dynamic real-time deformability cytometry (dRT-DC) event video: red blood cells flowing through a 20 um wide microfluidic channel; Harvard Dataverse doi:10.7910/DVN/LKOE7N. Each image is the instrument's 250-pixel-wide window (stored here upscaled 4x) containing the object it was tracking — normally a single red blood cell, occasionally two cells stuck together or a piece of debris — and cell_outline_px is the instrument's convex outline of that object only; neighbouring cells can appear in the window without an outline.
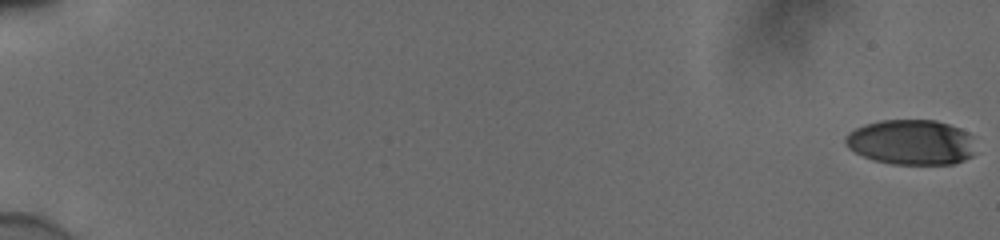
{"species": "human", "species_latin": "Homo sapiens", "temperature_condition": "cold", "stored_images_in_passage": 57, "camera_frame_rate_fps": 3000, "um_per_image_px": 0.085, "donor": {"sex": "male"}, "frame": {"image": 1, "passage_image": 1, "time_ms": 0.0, "image_size_px": [1000, 240], "cell_outline_px": [[976, 152], [972, 156], [964, 160], [952, 164], [892, 164], [872, 160], [848, 148], [844, 140], [844, 136], [856, 128], [864, 124], [880, 120], [936, 120], [960, 128], [968, 132], [972, 136]], "centroid_in_image_um": [77.47, 12.09], "position_along_channel_um": 7.5, "area_um2": 34.56}}
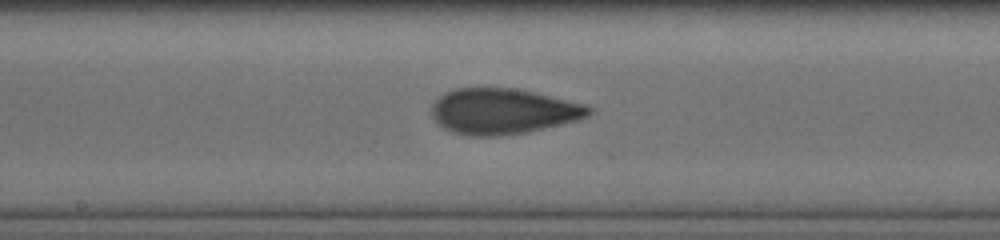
{"frame": {"image": 2, "passage_image": 33, "time_ms": 10.667, "image_size_px": [1000, 240], "cell_outline_px": [[592, 112], [588, 116], [576, 120], [524, 132], [500, 136], [468, 136], [444, 128], [432, 116], [432, 104], [444, 92], [456, 88], [512, 88], [532, 92], [584, 104], [592, 108]], "centroid_in_image_um": [42.72, 9.45], "position_along_channel_um": 205.5, "area_um2": 41.15}}
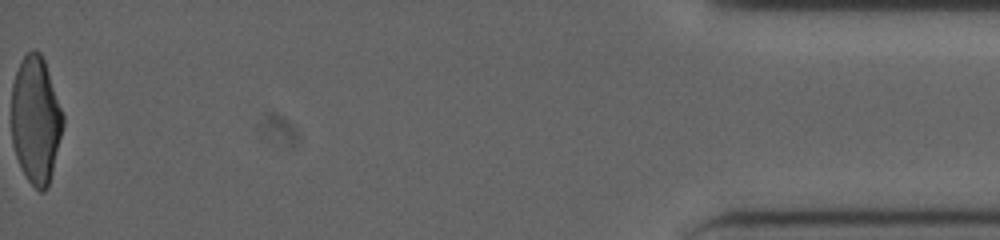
{"frame": {"image": 3, "passage_image": 57, "time_ms": 18.667, "image_size_px": [1000, 240], "cell_outline_px": [[64, 124], [48, 188], [44, 192], [40, 192], [28, 180], [20, 168], [12, 144], [12, 84], [20, 60], [32, 48], [36, 48], [40, 52], [44, 60], [64, 116]], "centroid_in_image_um": [3.03, 10.2], "position_along_channel_um": 432.2, "area_um2": 38.26}, "authors_computed_cell_mechanics": {"area_um2": 39.882, "velocity_mm_per_s": 3.8845, "shape_relaxation_time_tau1_ms": 6.3298, "shape_relaxation_time_tau2_ms": 1.1718, "deformation_change_tau1": 0.2115, "deformation_change_tau2": 0.0812}}